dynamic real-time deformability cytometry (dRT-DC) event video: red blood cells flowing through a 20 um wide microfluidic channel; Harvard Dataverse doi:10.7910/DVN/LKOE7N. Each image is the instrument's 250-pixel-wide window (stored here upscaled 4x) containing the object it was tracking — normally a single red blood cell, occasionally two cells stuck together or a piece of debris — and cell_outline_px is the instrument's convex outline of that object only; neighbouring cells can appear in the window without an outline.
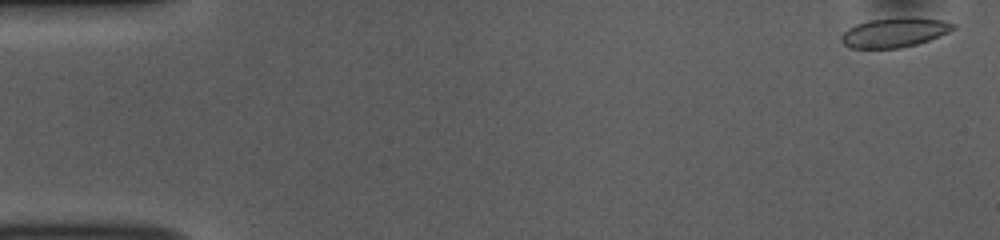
{"species": "common noctule bat (a hibernating species)", "species_latin": "Nyctalus noctula", "temperature_condition": "room temperature", "stored_images_in_passage": 51, "camera_frame_rate_fps": 3000, "um_per_image_px": 0.085, "animal": {"sex": "female", "body_mass_g": 10.0, "forearm_length_mm": 53.1}, "frame": {"image": 1, "passage_image": 1, "time_ms": 0.0, "image_size_px": [1000, 240], "cell_outline_px": [[956, 28], [948, 32], [928, 40], [916, 44], [900, 48], [852, 48], [844, 44], [840, 40], [840, 36], [848, 28], [856, 24], [868, 20], [900, 16], [916, 16], [940, 20], [956, 24]], "centroid_in_image_um": [76.03, 2.73], "position_along_channel_um": 9.0, "area_um2": 19.48}}
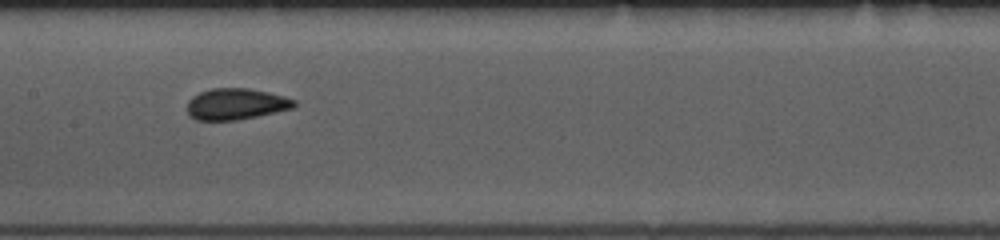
{"frame": {"image": 2, "passage_image": 25, "time_ms": 8.0, "image_size_px": [1000, 240], "cell_outline_px": [[296, 104], [292, 108], [276, 112], [236, 120], [196, 120], [188, 116], [188, 100], [192, 96], [200, 92], [212, 88], [248, 88], [268, 92], [284, 96], [296, 100]], "centroid_in_image_um": [20.04, 8.84], "position_along_channel_um": 187.4, "area_um2": 19.48}}
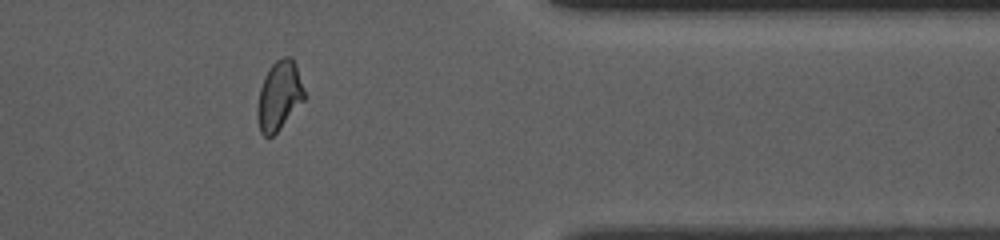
{"frame": {"image": 3, "passage_image": 42, "time_ms": 13.667, "image_size_px": [1000, 240], "cell_outline_px": [[304, 100], [280, 128], [272, 136], [264, 136], [260, 132], [256, 116], [256, 112], [260, 88], [264, 76], [268, 68], [276, 60], [284, 56], [292, 56], [296, 64], [304, 92]], "centroid_in_image_um": [23.7, 8.11], "position_along_channel_um": 387.7, "area_um2": 18.84}, "authors_computed_cell_mechanics": {"area_um2": 19.4786, "velocity_mm_per_s": 3.8484, "shape_relaxation_time_tau1_ms": 2.7927, "shape_relaxation_time_tau2_ms": null, "deformation_change_tau1": 0.0807, "deformation_change_tau2": null}}